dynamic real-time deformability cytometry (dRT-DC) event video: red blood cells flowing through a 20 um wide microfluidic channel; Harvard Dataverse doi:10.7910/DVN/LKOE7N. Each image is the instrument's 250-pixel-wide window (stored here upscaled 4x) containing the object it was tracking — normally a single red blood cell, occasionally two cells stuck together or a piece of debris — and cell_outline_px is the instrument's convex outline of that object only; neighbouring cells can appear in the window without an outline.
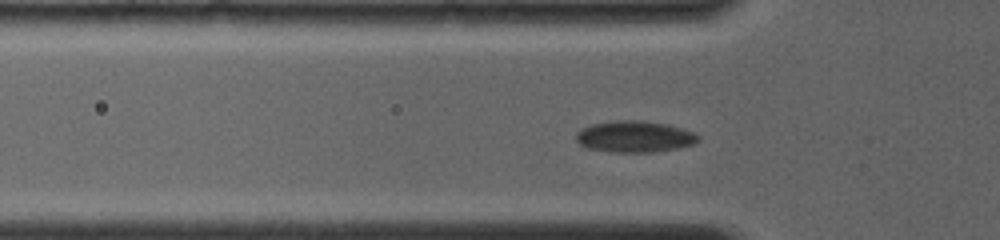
{"species": "common noctule bat (a hibernating species)", "species_latin": "Nyctalus noctula", "temperature_condition": "room temperature", "stored_images_in_passage": 29, "camera_frame_rate_fps": 4000, "um_per_image_px": 0.085, "animal": {"sex": "female", "body_mass_g": 19.0, "forearm_length_mm": 56.7}, "frame": {"image": 1, "passage_image": 8, "time_ms": 4.0, "image_size_px": [1000, 240], "cell_outline_px": [[700, 140], [692, 144], [676, 148], [652, 152], [612, 152], [588, 148], [580, 144], [576, 140], [576, 132], [580, 128], [592, 124], [616, 120], [640, 120], [664, 124], [696, 132], [700, 136]], "centroid_in_image_um": [53.92, 11.61], "position_along_channel_um": 71.9, "area_um2": 22.31}}
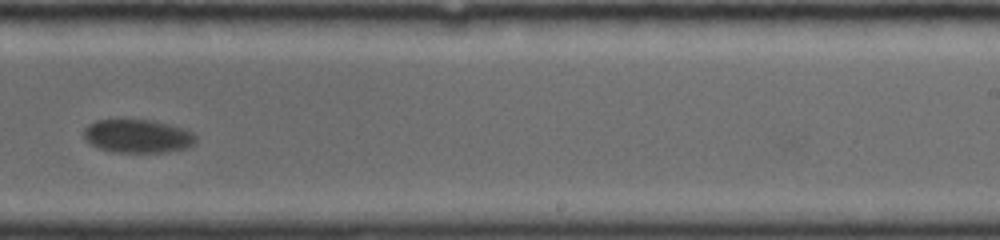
{"frame": {"image": 2, "passage_image": 17, "time_ms": 9.5, "image_size_px": [1000, 240], "cell_outline_px": [[196, 144], [184, 148], [164, 152], [112, 152], [100, 148], [84, 140], [84, 128], [88, 124], [96, 120], [156, 120], [184, 128], [192, 132], [196, 136]], "centroid_in_image_um": [11.71, 11.56], "position_along_channel_um": 277.3, "area_um2": 21.91}}
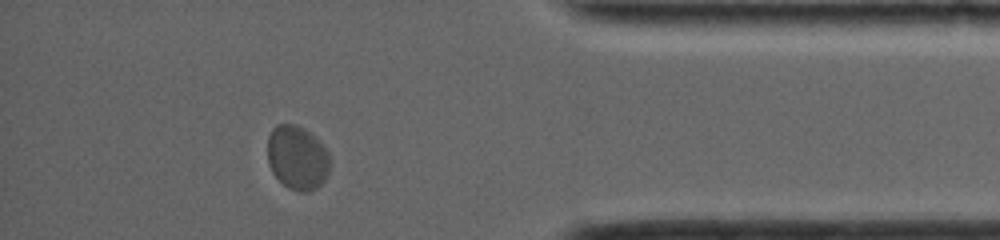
{"frame": {"image": 3, "passage_image": 25, "time_ms": 13.5, "image_size_px": [1000, 240], "cell_outline_px": [[328, 172], [324, 180], [316, 188], [308, 192], [300, 192], [288, 188], [272, 172], [268, 164], [268, 136], [272, 128], [276, 124], [296, 124], [304, 128], [320, 140], [328, 152]], "centroid_in_image_um": [25.25, 13.38], "position_along_channel_um": 409.9, "area_um2": 23.35}, "authors_computed_cell_mechanics": {"area_um2": 22.4842, "velocity_mm_per_s": 3.7356, "shape_relaxation_time_tau1_ms": 1.8633, "shape_relaxation_time_tau2_ms": null, "deformation_change_tau1": 0.0451, "deformation_change_tau2": null}}